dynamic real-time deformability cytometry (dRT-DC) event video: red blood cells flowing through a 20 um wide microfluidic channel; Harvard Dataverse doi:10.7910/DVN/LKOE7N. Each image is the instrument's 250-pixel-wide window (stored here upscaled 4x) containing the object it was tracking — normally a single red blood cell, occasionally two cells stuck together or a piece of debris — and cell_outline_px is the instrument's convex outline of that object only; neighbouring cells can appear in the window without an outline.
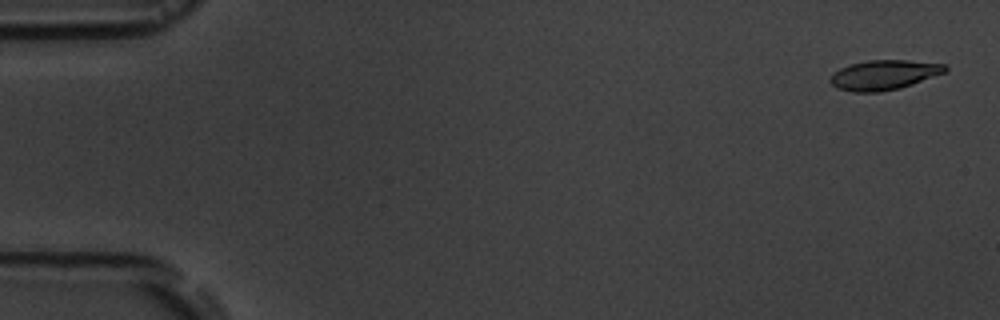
{"species": "common noctule bat (a hibernating species)", "species_latin": "Nyctalus noctula", "temperature_condition": "room temperature", "stored_images_in_passage": 4, "camera_frame_rate_fps": 3000, "um_per_image_px": 0.085, "animal": {"sex": "male", "body_mass_g": 19.5, "forearm_length_mm": 54.6}, "frame": {"image": 1, "passage_image": 1, "time_ms": 0.0, "image_size_px": [1000, 320], "cell_outline_px": [[948, 68], [944, 72], [912, 84], [900, 88], [880, 92], [852, 92], [836, 88], [828, 80], [832, 72], [840, 68], [852, 64], [868, 60], [908, 60], [948, 64]], "centroid_in_image_um": [75.1, 6.37], "position_along_channel_um": 9.9, "area_um2": 20.0}}
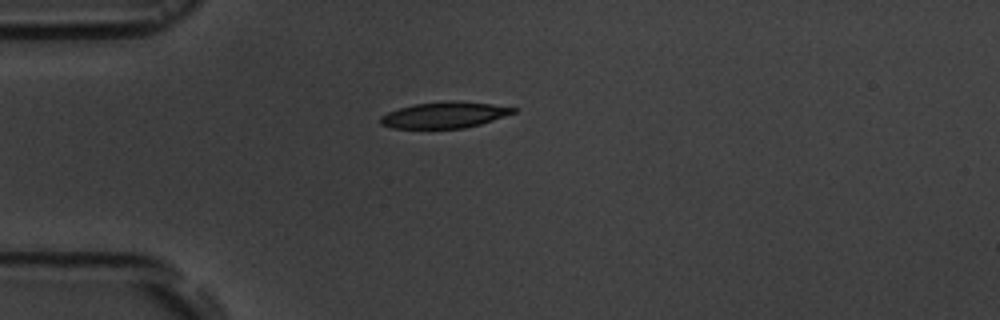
{"frame": {"image": 2, "passage_image": 4, "time_ms": 4.333, "image_size_px": [1000, 320], "cell_outline_px": [[516, 112], [480, 124], [464, 128], [392, 128], [380, 124], [380, 116], [388, 112], [412, 104], [448, 100], [452, 100], [492, 104], [516, 108]], "centroid_in_image_um": [37.75, 9.76], "position_along_channel_um": 47.2, "area_um2": 20.17}}